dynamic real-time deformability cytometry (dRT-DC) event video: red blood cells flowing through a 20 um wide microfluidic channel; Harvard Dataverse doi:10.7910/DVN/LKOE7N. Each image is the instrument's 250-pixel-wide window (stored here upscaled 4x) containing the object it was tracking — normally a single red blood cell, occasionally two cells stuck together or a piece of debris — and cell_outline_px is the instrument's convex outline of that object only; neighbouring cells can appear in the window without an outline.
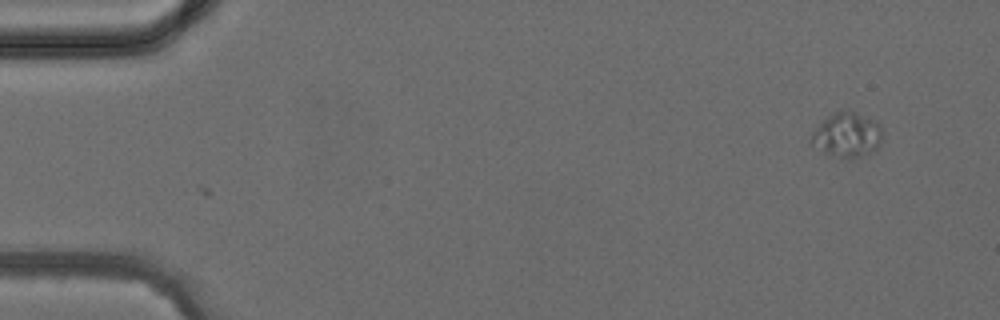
{"species": "common noctule bat (a hibernating species)", "species_latin": "Nyctalus noctula", "temperature_condition": "cold", "stored_images_in_passage": 4, "camera_frame_rate_fps": 3000, "um_per_image_px": 0.085, "animal": {"sex": "female", "body_mass_g": 24.6, "forearm_length_mm": 56.2}, "frame": {"image": 1, "passage_image": 1, "time_ms": 0.0, "image_size_px": [1000, 320], "cell_outline_px": [[880, 140], [876, 148], [872, 152], [856, 156], [840, 156], [824, 152], [808, 140], [812, 132], [832, 112], [848, 108], [876, 120], [880, 124]], "centroid_in_image_um": [71.99, 11.38], "position_along_channel_um": 13.0, "area_um2": 18.15}}
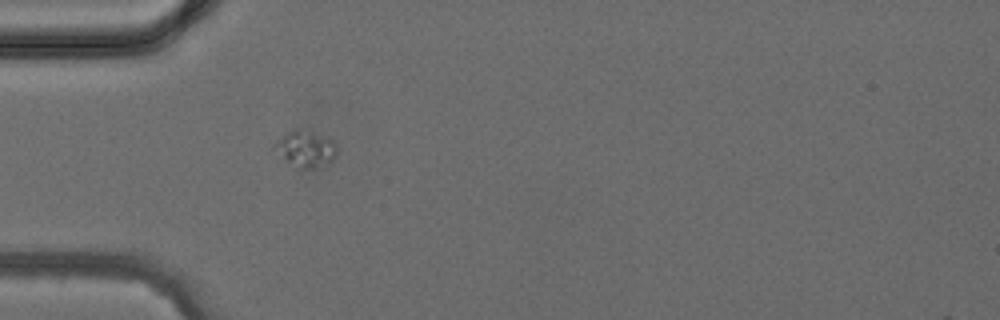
{"frame": {"image": 2, "passage_image": 4, "time_ms": 3.333, "image_size_px": [1000, 320], "cell_outline_px": [[336, 156], [328, 164], [312, 168], [300, 168], [284, 160], [272, 148], [272, 144], [276, 140], [292, 128], [300, 128], [312, 132], [332, 140], [336, 144]], "centroid_in_image_um": [25.93, 12.63], "position_along_channel_um": 59.1, "area_um2": 13.29}}